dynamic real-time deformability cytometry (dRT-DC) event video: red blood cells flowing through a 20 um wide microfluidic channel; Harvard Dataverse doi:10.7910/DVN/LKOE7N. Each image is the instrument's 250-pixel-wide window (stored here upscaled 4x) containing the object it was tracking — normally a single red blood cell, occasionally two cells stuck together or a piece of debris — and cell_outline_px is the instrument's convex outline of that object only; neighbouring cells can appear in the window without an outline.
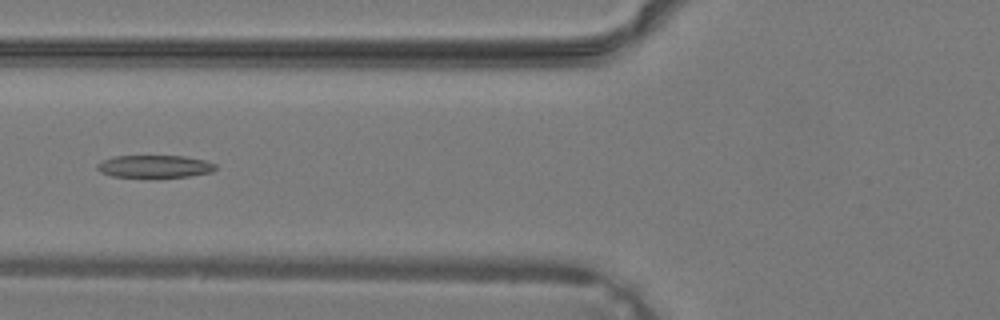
{"species": "common noctule bat (a hibernating species)", "species_latin": "Nyctalus noctula", "temperature_condition": "warm", "stored_images_in_passage": 40, "camera_frame_rate_fps": 3000, "um_per_image_px": 0.085, "animal": {"sex": "male", "body_mass_g": 19.2, "forearm_length_mm": 51.8}, "frame": {"image": 1, "passage_image": 17, "time_ms": 5.333, "image_size_px": [1000, 320], "cell_outline_px": [[216, 168], [212, 172], [188, 176], [112, 176], [100, 172], [96, 168], [96, 164], [104, 160], [116, 156], [184, 156], [204, 160], [216, 164]], "centroid_in_image_um": [13.15, 14.13], "position_along_channel_um": 112.7, "area_um2": 15.14}}
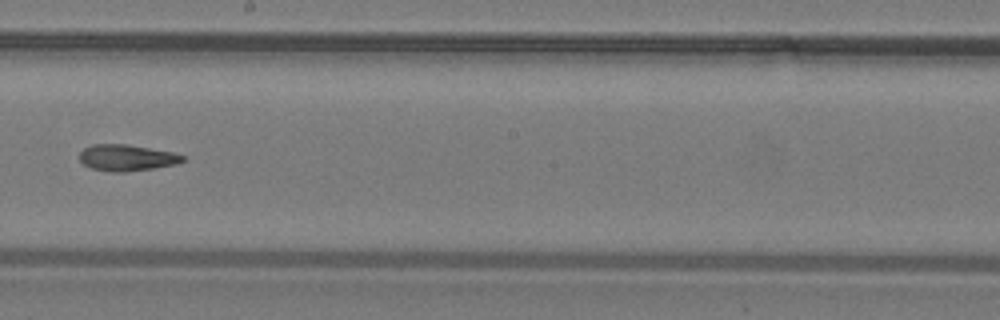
{"frame": {"image": 2, "passage_image": 24, "time_ms": 7.667, "image_size_px": [1000, 320], "cell_outline_px": [[184, 160], [176, 164], [152, 168], [124, 172], [112, 172], [92, 168], [84, 164], [80, 160], [80, 152], [84, 148], [92, 144], [128, 144], [172, 152], [184, 156]], "centroid_in_image_um": [10.75, 13.4], "position_along_channel_um": 237.4, "area_um2": 15.66}}
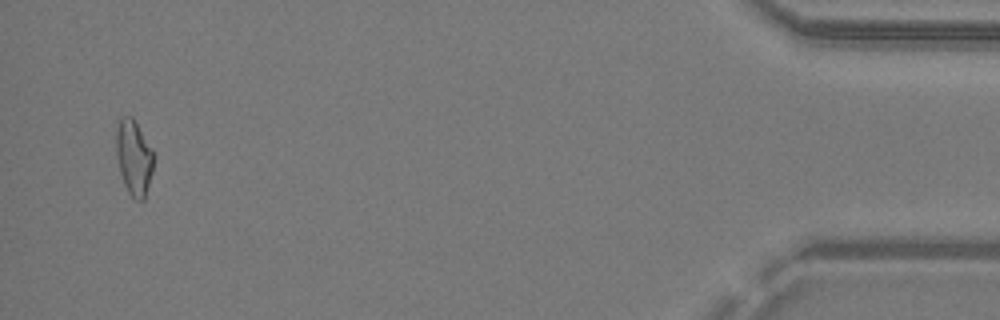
{"frame": {"image": 3, "passage_image": 39, "time_ms": 12.667, "image_size_px": [1000, 320], "cell_outline_px": [[156, 156], [152, 172], [144, 200], [136, 200], [128, 192], [124, 184], [120, 172], [116, 156], [116, 128], [120, 116], [132, 116], [152, 148]], "centroid_in_image_um": [11.39, 13.36], "position_along_channel_um": 423.8, "area_um2": 16.65}}